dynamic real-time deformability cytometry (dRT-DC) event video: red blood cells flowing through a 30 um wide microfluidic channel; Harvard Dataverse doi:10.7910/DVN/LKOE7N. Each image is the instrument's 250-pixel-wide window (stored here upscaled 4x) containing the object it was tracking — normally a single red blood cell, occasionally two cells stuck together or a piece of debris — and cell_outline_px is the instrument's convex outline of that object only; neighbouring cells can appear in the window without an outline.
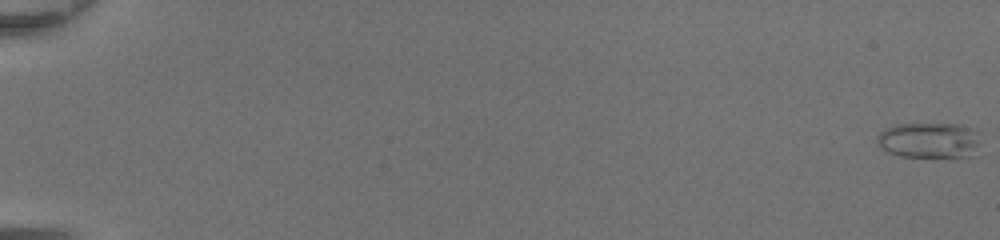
{"species": "common noctule bat (a hibernating species)", "species_latin": "Nyctalus noctula", "temperature_condition": "room temperature", "stored_images_in_passage": 50, "camera_frame_rate_fps": 3000, "um_per_image_px": 0.085, "animal": {"sex": "female", "body_mass_g": 20.0, "forearm_length_mm": 54.0}, "frame": {"image": 1, "passage_image": 1, "time_ms": 0.0, "image_size_px": [1000, 240], "cell_outline_px": [[980, 156], [900, 156], [888, 152], [880, 148], [876, 140], [876, 136], [884, 128], [896, 124], [956, 124], [972, 128], [976, 140]], "centroid_in_image_um": [78.93, 11.93], "position_along_channel_um": 6.1, "area_um2": 21.33}}
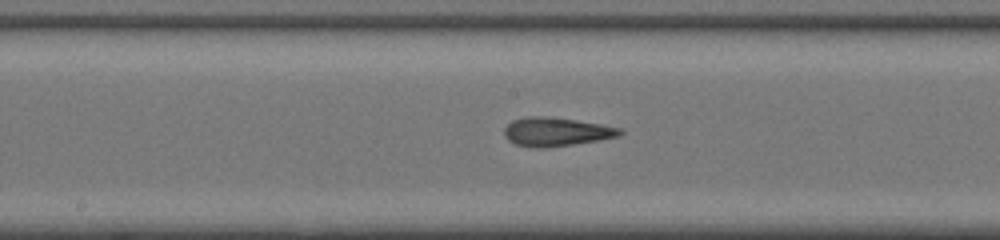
{"frame": {"image": 2, "passage_image": 29, "time_ms": 9.333, "image_size_px": [1000, 240], "cell_outline_px": [[624, 132], [620, 136], [600, 140], [572, 144], [540, 148], [532, 148], [516, 144], [508, 140], [504, 136], [504, 128], [512, 120], [528, 116], [548, 116], [576, 120], [624, 128]], "centroid_in_image_um": [47.29, 11.19], "position_along_channel_um": 200.9, "area_um2": 19.48}}
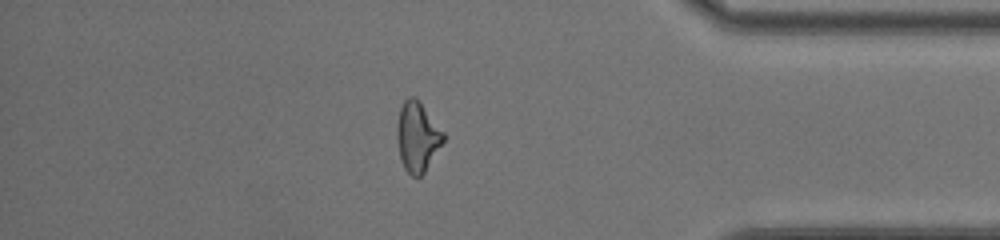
{"frame": {"image": 3, "passage_image": 44, "time_ms": 14.333, "image_size_px": [1000, 240], "cell_outline_px": [[444, 140], [424, 172], [420, 176], [412, 176], [404, 168], [400, 156], [396, 136], [396, 128], [400, 108], [404, 100], [408, 96], [416, 96], [420, 100], [444, 132]], "centroid_in_image_um": [35.47, 11.57], "position_along_channel_um": 399.7, "area_um2": 18.84}, "authors_computed_cell_mechanics": {"area_um2": 19.1607, "velocity_mm_per_s": 4.4237, "shape_relaxation_time_tau1_ms": 8.3753, "shape_relaxation_time_tau2_ms": 2.6654, "deformation_change_tau1": 0.2635, "deformation_change_tau2": 0.1281}}